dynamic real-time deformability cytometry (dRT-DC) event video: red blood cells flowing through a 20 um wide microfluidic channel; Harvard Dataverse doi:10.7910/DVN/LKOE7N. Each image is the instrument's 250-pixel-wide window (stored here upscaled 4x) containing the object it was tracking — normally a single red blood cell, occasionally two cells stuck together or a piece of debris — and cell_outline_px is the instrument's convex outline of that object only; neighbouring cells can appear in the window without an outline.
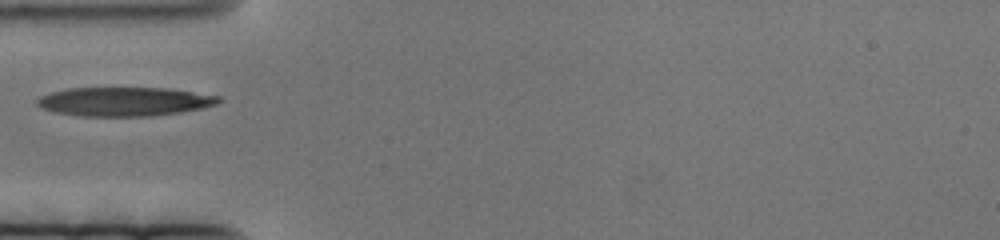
{"species": "human", "species_latin": "Homo sapiens", "temperature_condition": "cold", "stored_images_in_passage": 57, "camera_frame_rate_fps": 3000, "um_per_image_px": 0.085, "donor": {"sex": "female"}, "frame": {"image": 1, "passage_image": 1, "time_ms": 0.0, "image_size_px": [1000, 240], "cell_outline_px": [[220, 100], [216, 104], [204, 108], [180, 112], [152, 116], [76, 116], [52, 112], [40, 108], [36, 104], [36, 100], [40, 96], [52, 92], [68, 88], [164, 88], [220, 96]], "centroid_in_image_um": [10.51, 8.64], "position_along_channel_um": 74.5, "area_um2": 30.69}}
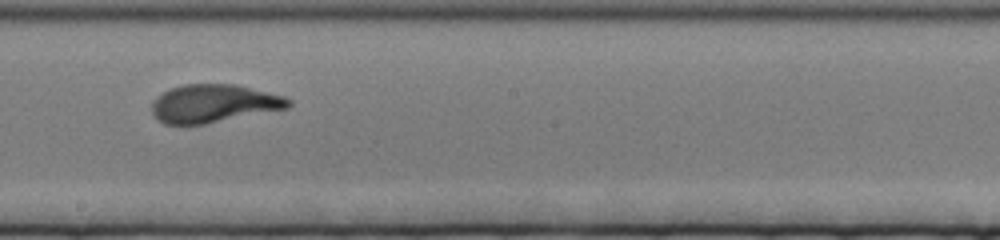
{"frame": {"image": 2, "passage_image": 20, "time_ms": 6.333, "image_size_px": [1000, 240], "cell_outline_px": [[292, 104], [288, 108], [204, 124], [164, 124], [156, 120], [152, 112], [152, 100], [156, 96], [172, 88], [184, 84], [232, 84], [284, 96], [292, 100]], "centroid_in_image_um": [18.14, 8.8], "position_along_channel_um": 230.1, "area_um2": 30.17}}
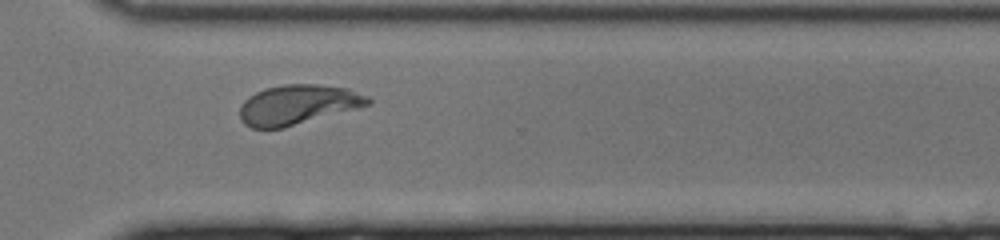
{"frame": {"image": 3, "passage_image": 34, "time_ms": 11.0, "image_size_px": [1000, 240], "cell_outline_px": [[372, 104], [360, 108], [284, 128], [252, 128], [244, 124], [240, 120], [240, 108], [244, 100], [248, 96], [256, 92], [268, 88], [284, 84], [316, 84], [348, 88], [368, 96], [372, 100]], "centroid_in_image_um": [25.35, 8.9], "position_along_channel_um": 345.3, "area_um2": 29.94}}